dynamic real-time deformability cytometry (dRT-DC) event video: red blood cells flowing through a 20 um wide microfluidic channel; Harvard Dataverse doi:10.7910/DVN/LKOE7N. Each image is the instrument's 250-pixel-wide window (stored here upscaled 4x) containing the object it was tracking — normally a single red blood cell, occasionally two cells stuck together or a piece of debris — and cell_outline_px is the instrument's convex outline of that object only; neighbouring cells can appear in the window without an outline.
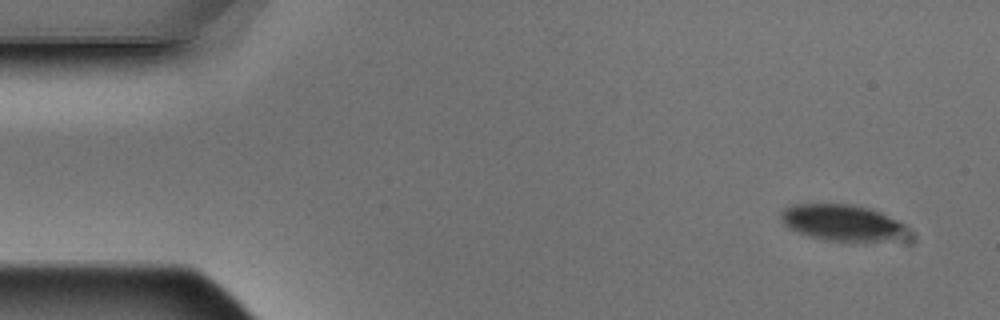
{"species": "Egyptian fruit bat (a non-hibernating species)", "species_latin": "Rousettus aegyptiacus", "temperature_condition": "warm", "stored_images_in_passage": 7, "camera_frame_rate_fps": 3000, "um_per_image_px": 0.085, "animal": {"sex": "male"}, "frame": {"image": 1, "passage_image": 1, "time_ms": 0.0, "image_size_px": [1000, 320], "cell_outline_px": [[904, 224], [888, 240], [824, 240], [808, 236], [784, 224], [780, 220], [780, 212], [784, 208], [792, 204], [848, 204], [868, 208], [880, 212]], "centroid_in_image_um": [71.36, 18.87], "position_along_channel_um": 13.6, "area_um2": 25.32}}
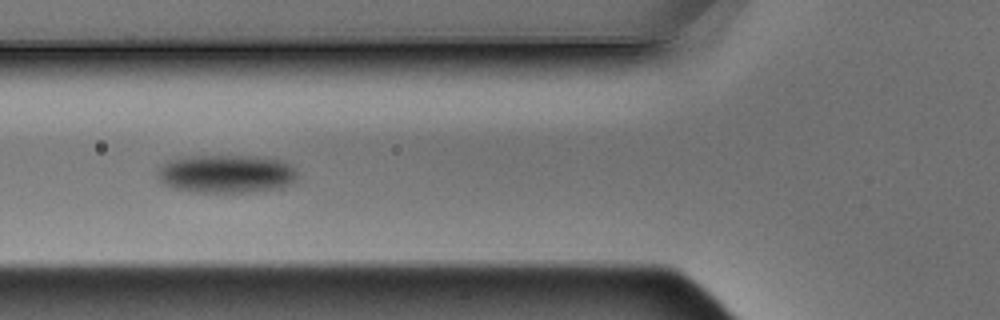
{"frame": {"image": 2, "passage_image": 6, "time_ms": 1.667, "image_size_px": [1000, 320], "cell_outline_px": [[296, 180], [288, 184], [272, 188], [248, 192], [196, 192], [172, 188], [164, 184], [160, 180], [156, 168], [160, 164], [168, 160], [192, 156], [256, 156], [284, 160], [296, 168]], "centroid_in_image_um": [19.2, 14.76], "position_along_channel_um": 106.6, "area_um2": 31.21}}
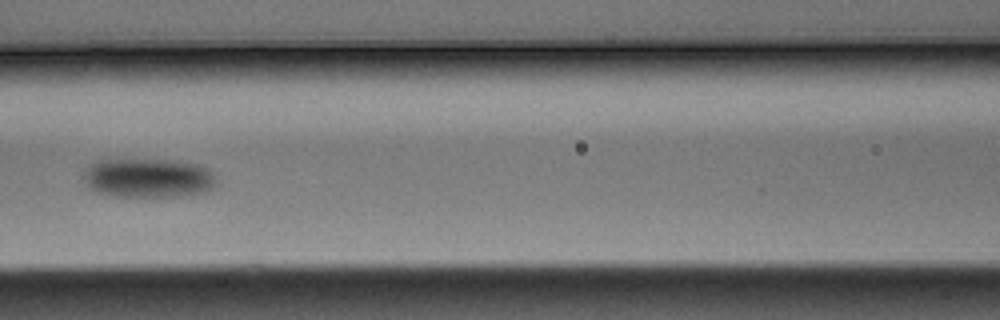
{"frame": {"image": 3, "passage_image": 7, "time_ms": 2.0, "image_size_px": [1000, 320], "cell_outline_px": [[220, 184], [204, 192], [180, 196], [116, 196], [100, 192], [88, 188], [84, 180], [84, 172], [88, 164], [100, 160], [172, 160], [200, 164], [208, 168], [212, 172]], "centroid_in_image_um": [12.64, 15.12], "position_along_channel_um": 154.0, "area_um2": 30.52}}